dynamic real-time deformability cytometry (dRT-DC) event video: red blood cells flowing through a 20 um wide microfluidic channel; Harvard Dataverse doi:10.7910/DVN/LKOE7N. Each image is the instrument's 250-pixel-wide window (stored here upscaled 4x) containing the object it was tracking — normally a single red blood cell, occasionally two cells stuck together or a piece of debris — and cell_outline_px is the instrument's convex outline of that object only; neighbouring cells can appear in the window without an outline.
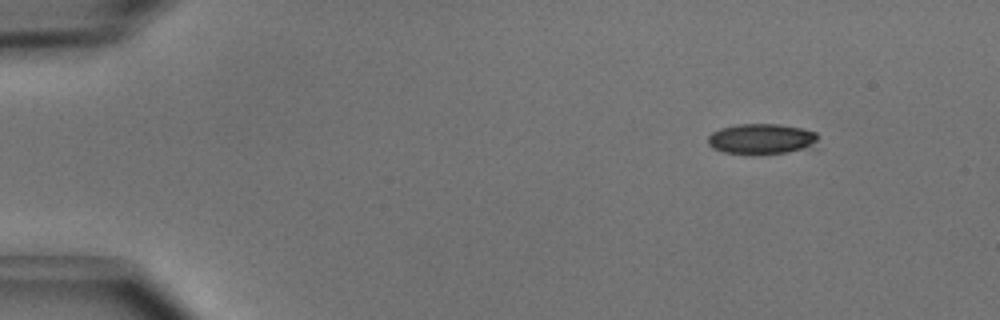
{"species": "common noctule bat (a hibernating species)", "species_latin": "Nyctalus noctula", "temperature_condition": "cold", "stored_images_in_passage": 6, "camera_frame_rate_fps": 3000, "um_per_image_px": 0.085, "animal": {"sex": "male", "body_mass_g": 15.6}, "frame": {"image": 1, "passage_image": 1, "time_ms": 0.0, "image_size_px": [1000, 320], "cell_outline_px": [[816, 140], [804, 148], [784, 152], [724, 152], [712, 148], [708, 144], [708, 136], [712, 132], [720, 128], [736, 124], [780, 124], [800, 128], [816, 132]], "centroid_in_image_um": [64.64, 11.76], "position_along_channel_um": 20.4, "area_um2": 18.67}}
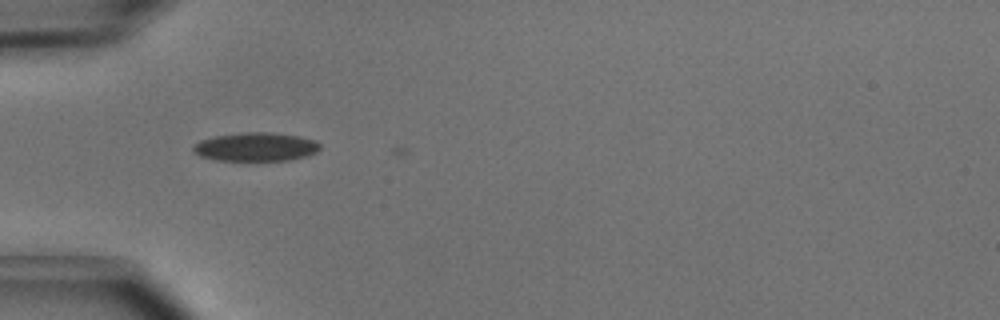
{"frame": {"image": 2, "passage_image": 4, "time_ms": 1.0, "image_size_px": [1000, 320], "cell_outline_px": [[320, 148], [316, 152], [308, 156], [288, 160], [216, 160], [200, 156], [192, 152], [192, 148], [200, 140], [216, 136], [244, 132], [268, 132], [296, 136], [316, 140], [320, 144]], "centroid_in_image_um": [21.74, 12.48], "position_along_channel_um": 63.3, "area_um2": 21.04}}
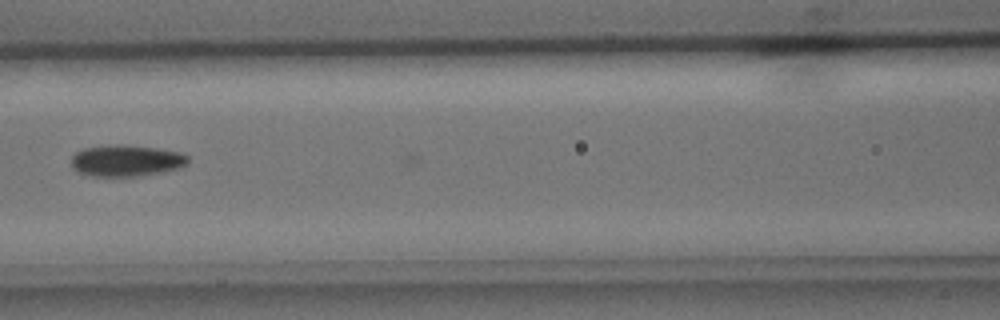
{"frame": {"image": 3, "passage_image": 6, "time_ms": 1.667, "image_size_px": [1000, 320], "cell_outline_px": [[188, 164], [180, 168], [160, 172], [136, 176], [92, 176], [80, 172], [72, 168], [72, 156], [76, 152], [84, 148], [108, 144], [120, 144], [156, 148], [184, 152], [188, 156]], "centroid_in_image_um": [10.75, 13.64], "position_along_channel_um": 155.8, "area_um2": 21.5}}